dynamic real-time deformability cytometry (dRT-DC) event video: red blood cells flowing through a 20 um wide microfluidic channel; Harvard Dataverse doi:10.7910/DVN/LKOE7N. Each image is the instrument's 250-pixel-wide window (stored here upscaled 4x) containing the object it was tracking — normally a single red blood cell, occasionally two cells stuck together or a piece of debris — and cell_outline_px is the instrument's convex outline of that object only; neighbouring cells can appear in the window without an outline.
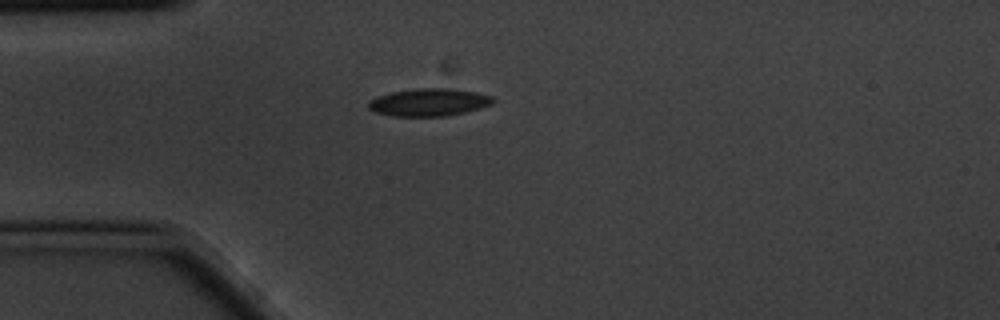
{"species": "common noctule bat (a hibernating species)", "species_latin": "Nyctalus noctula", "temperature_condition": "cold", "stored_images_in_passage": 1, "camera_frame_rate_fps": 3000, "um_per_image_px": 0.085, "animal": {"sex": "male", "body_mass_g": 20.1, "forearm_length_mm": 53.5}, "frame": {"image": 1, "passage_image": 1, "time_ms": 0.0, "image_size_px": [1000, 320], "cell_outline_px": [[496, 100], [492, 104], [480, 108], [448, 116], [392, 116], [376, 112], [368, 108], [368, 100], [376, 96], [392, 92], [416, 88], [448, 88], [476, 92], [492, 96]], "centroid_in_image_um": [36.45, 8.69], "position_along_channel_um": 48.5, "area_um2": 20.11}}